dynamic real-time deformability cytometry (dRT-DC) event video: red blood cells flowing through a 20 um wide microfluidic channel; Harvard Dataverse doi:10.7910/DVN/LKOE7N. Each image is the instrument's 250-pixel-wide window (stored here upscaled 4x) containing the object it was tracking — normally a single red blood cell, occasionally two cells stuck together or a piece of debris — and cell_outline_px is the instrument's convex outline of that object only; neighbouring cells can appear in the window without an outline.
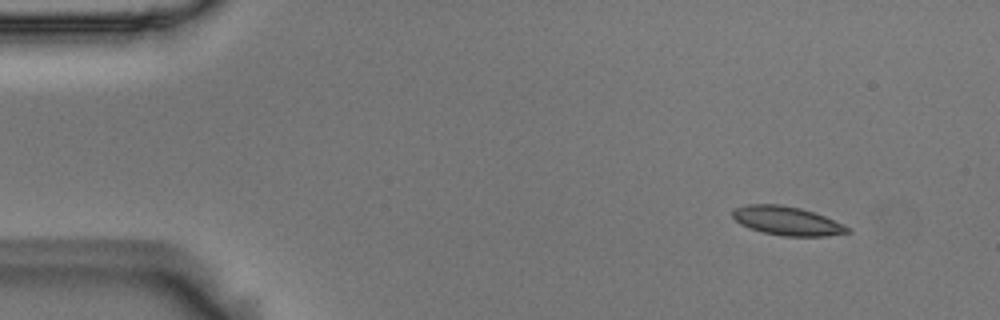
{"species": "Egyptian fruit bat (a non-hibernating species)", "species_latin": "Rousettus aegyptiacus", "temperature_condition": "room temperature", "stored_images_in_passage": 4, "camera_frame_rate_fps": 3000, "um_per_image_px": 0.085, "animal": {"sex": "male"}, "frame": {"image": 1, "passage_image": 1, "time_ms": 0.0, "image_size_px": [1000, 320], "cell_outline_px": [[852, 232], [828, 236], [784, 236], [764, 232], [748, 228], [740, 224], [732, 216], [732, 212], [736, 208], [748, 204], [780, 204], [800, 208], [824, 216], [844, 224], [852, 228]], "centroid_in_image_um": [66.93, 18.78], "position_along_channel_um": 18.1, "area_um2": 19.31}}
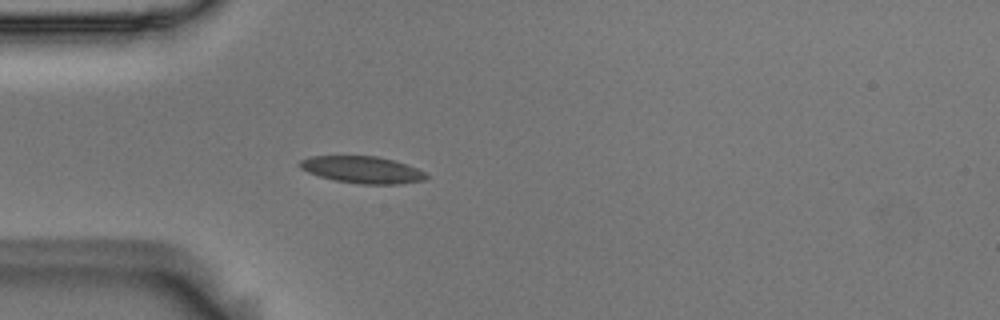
{"frame": {"image": 2, "passage_image": 4, "time_ms": 1.0, "image_size_px": [1000, 320], "cell_outline_px": [[428, 176], [424, 180], [400, 184], [360, 184], [336, 180], [320, 176], [308, 172], [300, 168], [300, 160], [312, 156], [376, 156], [392, 160], [416, 168], [424, 172]], "centroid_in_image_um": [30.79, 14.43], "position_along_channel_um": 54.2, "area_um2": 19.54}}